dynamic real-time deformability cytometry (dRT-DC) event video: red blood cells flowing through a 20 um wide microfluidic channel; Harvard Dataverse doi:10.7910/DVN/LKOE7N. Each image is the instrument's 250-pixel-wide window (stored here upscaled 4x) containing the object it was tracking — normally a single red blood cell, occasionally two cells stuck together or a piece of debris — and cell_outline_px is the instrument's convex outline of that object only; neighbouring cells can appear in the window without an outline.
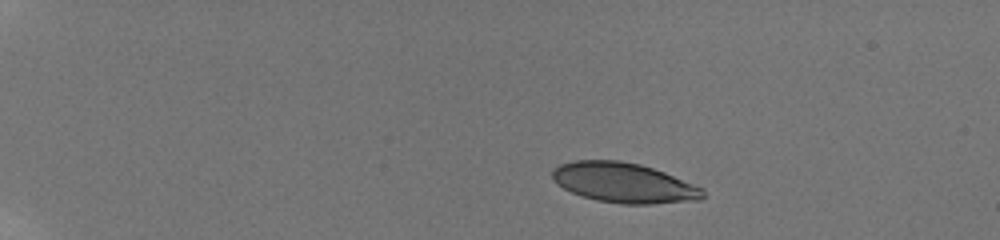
{"species": "human", "species_latin": "Homo sapiens", "temperature_condition": "room temperature", "stored_images_in_passage": 21, "camera_frame_rate_fps": 3000, "um_per_image_px": 0.085, "donor": {"sex": "male"}, "frame": {"image": 1, "passage_image": 1, "time_ms": 0.0, "image_size_px": [1000, 240], "cell_outline_px": [[708, 196], [700, 200], [652, 204], [620, 204], [596, 200], [572, 192], [564, 188], [552, 176], [552, 172], [560, 164], [576, 160], [620, 160], [640, 164], [664, 172], [704, 188]], "centroid_in_image_um": [53.11, 15.54], "position_along_channel_um": 31.9, "area_um2": 35.03}}
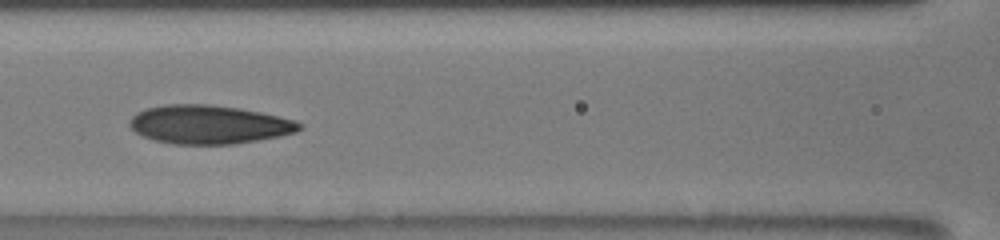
{"frame": {"image": 2, "passage_image": 20, "time_ms": 6.0, "image_size_px": [1000, 240], "cell_outline_px": [[300, 128], [296, 132], [280, 136], [232, 144], [172, 144], [156, 140], [144, 136], [136, 132], [128, 124], [132, 116], [136, 112], [148, 108], [164, 104], [208, 104], [236, 108], [260, 112], [296, 120], [300, 124]], "centroid_in_image_um": [17.74, 10.58], "position_along_channel_um": 148.9, "area_um2": 37.92}}